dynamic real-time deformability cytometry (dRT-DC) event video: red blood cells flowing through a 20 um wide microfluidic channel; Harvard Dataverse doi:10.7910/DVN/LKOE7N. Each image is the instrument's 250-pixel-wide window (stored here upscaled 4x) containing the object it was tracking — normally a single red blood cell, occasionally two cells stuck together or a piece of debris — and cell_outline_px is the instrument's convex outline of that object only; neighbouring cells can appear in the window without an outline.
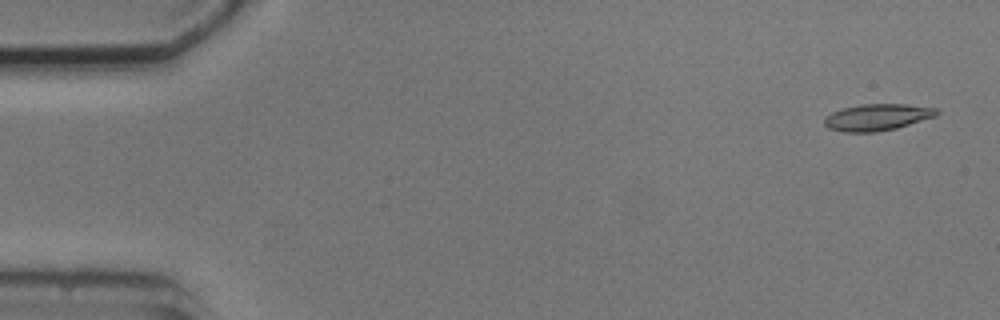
{"species": "common noctule bat (a hibernating species)", "species_latin": "Nyctalus noctula", "temperature_condition": "cold", "stored_images_in_passage": 6, "camera_frame_rate_fps": 3000, "um_per_image_px": 0.085, "animal": {"sex": "male", "body_mass_g": 20.5, "forearm_length_mm": 52.5}, "frame": {"image": 1, "passage_image": 1, "time_ms": 0.0, "image_size_px": [1000, 320], "cell_outline_px": [[940, 112], [936, 116], [896, 128], [876, 132], [844, 132], [828, 128], [824, 124], [824, 120], [832, 112], [844, 108], [860, 104], [904, 104], [936, 108]], "centroid_in_image_um": [74.57, 9.96], "position_along_channel_um": 10.4, "area_um2": 17.28}}
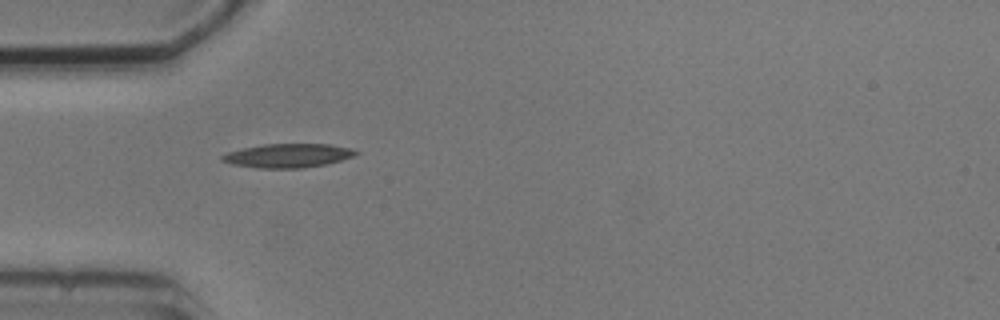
{"frame": {"image": 2, "passage_image": 5, "time_ms": 4.667, "image_size_px": [1000, 320], "cell_outline_px": [[360, 152], [352, 156], [340, 160], [324, 164], [304, 168], [256, 168], [232, 164], [220, 160], [220, 156], [228, 152], [244, 148], [264, 144], [328, 144], [352, 148]], "centroid_in_image_um": [24.45, 13.23], "position_along_channel_um": 60.5, "area_um2": 18.5}}
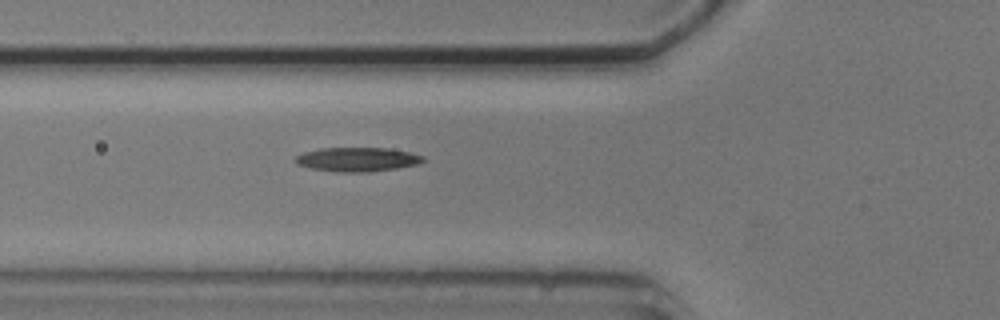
{"frame": {"image": 3, "passage_image": 6, "time_ms": 5.667, "image_size_px": [1000, 320], "cell_outline_px": [[424, 160], [416, 164], [396, 168], [368, 172], [336, 172], [312, 168], [300, 164], [296, 160], [296, 156], [304, 152], [320, 148], [388, 148], [408, 152], [424, 156]], "centroid_in_image_um": [30.38, 13.54], "position_along_channel_um": 95.4, "area_um2": 17.63}}